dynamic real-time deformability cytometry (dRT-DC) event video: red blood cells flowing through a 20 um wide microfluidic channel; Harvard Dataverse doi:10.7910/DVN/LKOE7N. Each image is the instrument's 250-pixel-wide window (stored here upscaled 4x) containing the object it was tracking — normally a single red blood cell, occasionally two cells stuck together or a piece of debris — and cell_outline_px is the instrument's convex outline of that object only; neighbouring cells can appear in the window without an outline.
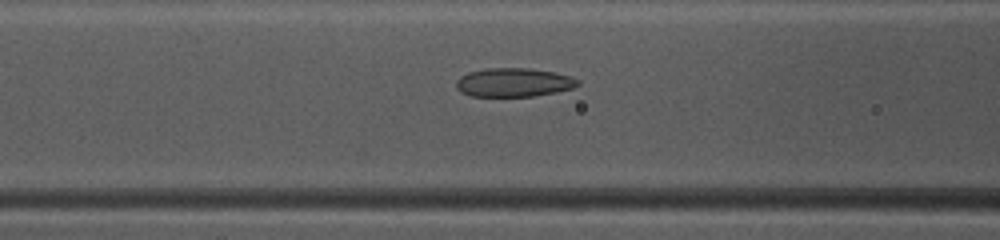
{"species": "common noctule bat (a hibernating species)", "species_latin": "Nyctalus noctula", "temperature_condition": "warm", "stored_images_in_passage": 30, "camera_frame_rate_fps": 3000, "um_per_image_px": 0.085, "animal": {"sex": "female", "body_mass_g": 10.0, "forearm_length_mm": 53.1}, "frame": {"image": 1, "passage_image": 10, "time_ms": 3.0, "image_size_px": [1000, 240], "cell_outline_px": [[580, 84], [572, 88], [532, 96], [472, 96], [460, 92], [456, 88], [456, 80], [460, 76], [468, 72], [484, 68], [528, 68], [556, 72], [568, 76], [576, 80]], "centroid_in_image_um": [43.59, 6.99], "position_along_channel_um": 123.0, "area_um2": 20.23}}
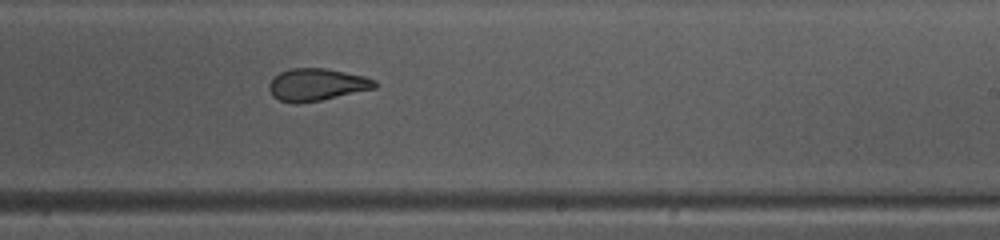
{"frame": {"image": 2, "passage_image": 20, "time_ms": 6.333, "image_size_px": [1000, 240], "cell_outline_px": [[380, 84], [376, 88], [320, 100], [280, 100], [272, 96], [268, 88], [268, 84], [280, 72], [292, 68], [324, 68], [364, 76], [376, 80]], "centroid_in_image_um": [26.98, 7.15], "position_along_channel_um": 262.0, "area_um2": 19.25}}
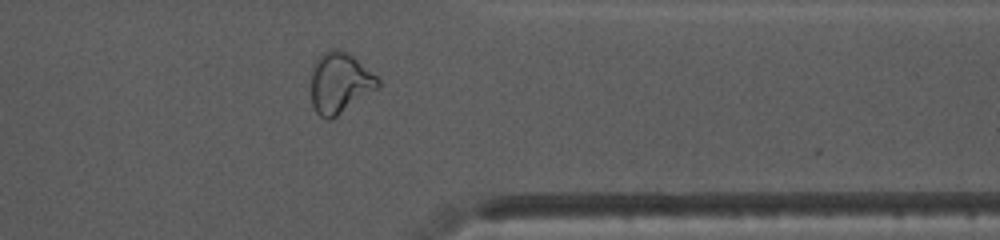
{"frame": {"image": 3, "passage_image": 29, "time_ms": 9.333, "image_size_px": [1000, 240], "cell_outline_px": [[380, 84], [376, 88], [332, 120], [324, 120], [316, 112], [312, 104], [312, 68], [316, 60], [328, 48], [336, 48], [348, 52], [376, 76], [380, 80]], "centroid_in_image_um": [28.85, 7.05], "position_along_channel_um": 382.5, "area_um2": 23.47}}